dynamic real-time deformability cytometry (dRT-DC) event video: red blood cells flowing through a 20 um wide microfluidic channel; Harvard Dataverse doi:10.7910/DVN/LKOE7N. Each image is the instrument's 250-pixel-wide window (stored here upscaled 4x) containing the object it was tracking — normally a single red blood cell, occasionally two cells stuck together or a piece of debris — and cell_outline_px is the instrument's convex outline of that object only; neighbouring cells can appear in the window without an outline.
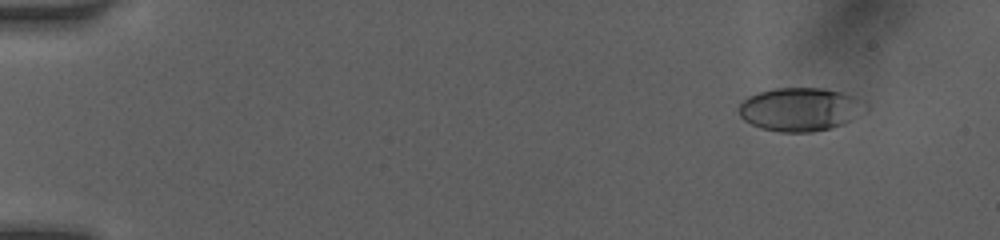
{"species": "human", "species_latin": "Homo sapiens", "temperature_condition": "room temperature", "stored_images_in_passage": 11, "camera_frame_rate_fps": 3000, "um_per_image_px": 0.085, "donor": {"sex": "female"}, "frame": {"image": 1, "passage_image": 3, "time_ms": 0.667, "image_size_px": [1000, 240], "cell_outline_px": [[852, 100], [848, 120], [844, 124], [832, 128], [812, 132], [780, 132], [760, 128], [744, 120], [740, 116], [736, 108], [748, 96], [760, 92], [776, 88], [824, 88], [840, 92], [852, 96]], "centroid_in_image_um": [67.7, 9.31], "position_along_channel_um": 17.3, "area_um2": 30.23}}
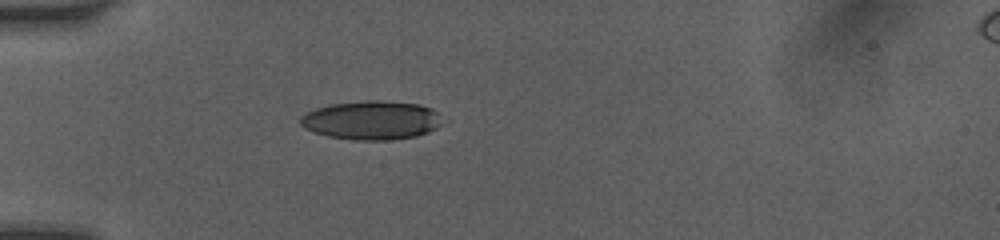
{"frame": {"image": 2, "passage_image": 9, "time_ms": 4.333, "image_size_px": [1000, 240], "cell_outline_px": [[448, 120], [436, 128], [428, 132], [416, 136], [388, 140], [352, 140], [328, 136], [312, 132], [304, 128], [300, 124], [300, 116], [316, 108], [332, 104], [368, 100], [380, 100], [420, 104], [432, 108]], "centroid_in_image_um": [31.63, 10.22], "position_along_channel_um": 53.4, "area_um2": 32.54}}
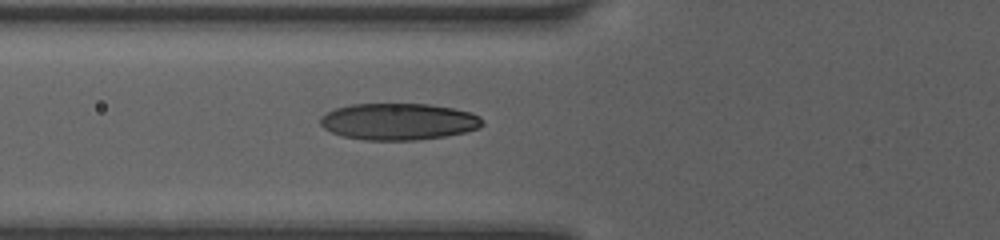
{"frame": {"image": 3, "passage_image": 11, "time_ms": 5.667, "image_size_px": [1000, 240], "cell_outline_px": [[484, 124], [480, 128], [464, 132], [444, 136], [416, 140], [364, 140], [344, 136], [332, 132], [324, 128], [320, 124], [320, 116], [336, 108], [348, 104], [428, 104], [452, 108], [472, 112], [480, 116]], "centroid_in_image_um": [33.88, 10.33], "position_along_channel_um": 91.9, "area_um2": 34.68}}